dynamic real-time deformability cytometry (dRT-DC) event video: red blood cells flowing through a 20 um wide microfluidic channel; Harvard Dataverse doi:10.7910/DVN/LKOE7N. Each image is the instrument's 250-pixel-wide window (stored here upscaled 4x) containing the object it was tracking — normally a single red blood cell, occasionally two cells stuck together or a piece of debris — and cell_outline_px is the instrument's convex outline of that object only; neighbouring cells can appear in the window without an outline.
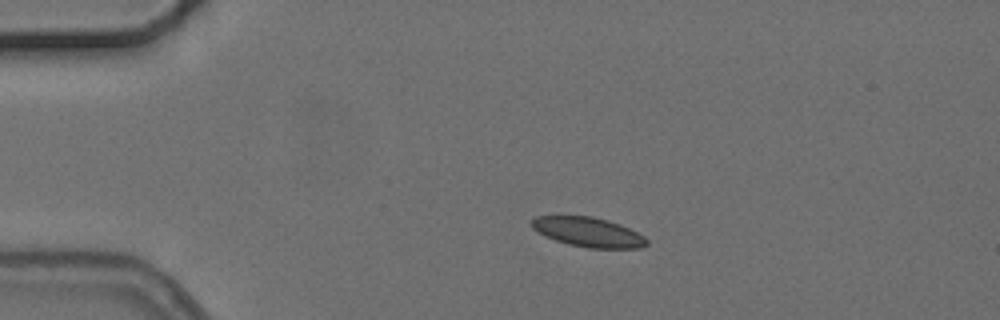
{"species": "common noctule bat (a hibernating species)", "species_latin": "Nyctalus noctula", "temperature_condition": "cold", "stored_images_in_passage": 4, "camera_frame_rate_fps": 3000, "um_per_image_px": 0.085, "animal": {"sex": "female", "body_mass_g": 24.6, "forearm_length_mm": 56.2}, "frame": {"image": 1, "passage_image": 1, "time_ms": 0.0, "image_size_px": [1000, 320], "cell_outline_px": [[648, 244], [640, 248], [588, 248], [568, 244], [556, 240], [532, 228], [532, 220], [536, 216], [592, 216], [608, 220], [620, 224], [644, 236], [648, 240]], "centroid_in_image_um": [50.04, 19.73], "position_along_channel_um": 35.0, "area_um2": 19.59}}
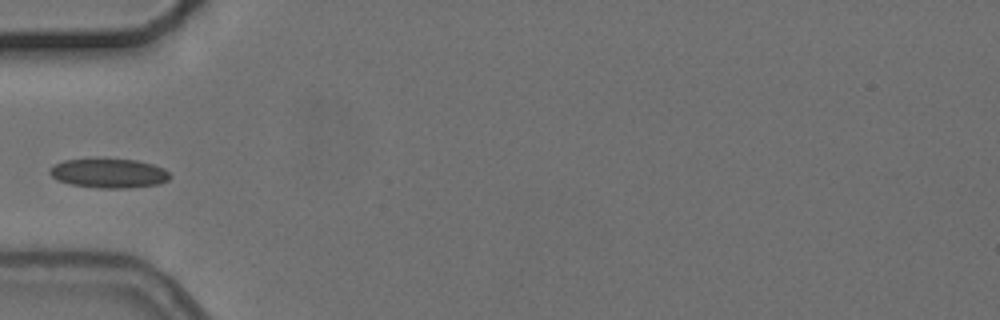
{"frame": {"image": 2, "passage_image": 3, "time_ms": 2.333, "image_size_px": [1000, 320], "cell_outline_px": [[172, 176], [168, 180], [160, 184], [128, 188], [100, 188], [72, 184], [56, 180], [48, 172], [56, 164], [64, 160], [96, 156], [104, 156], [136, 160], [152, 164], [164, 168]], "centroid_in_image_um": [9.26, 14.68], "position_along_channel_um": 75.7, "area_um2": 21.33}}
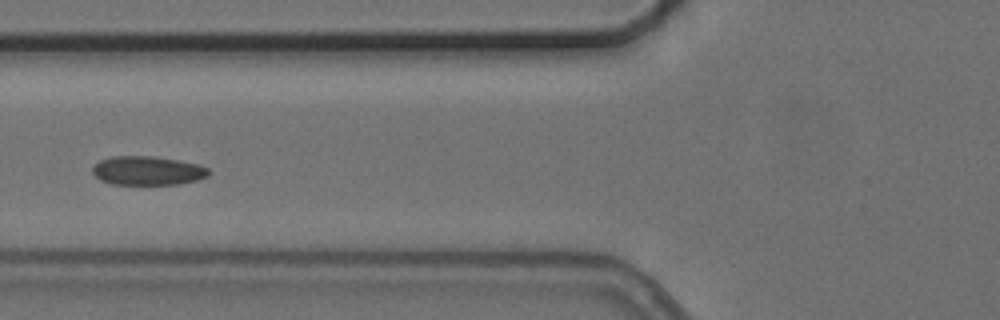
{"frame": {"image": 3, "passage_image": 4, "time_ms": 3.333, "image_size_px": [1000, 320], "cell_outline_px": [[212, 172], [208, 176], [196, 180], [180, 184], [112, 184], [100, 180], [92, 172], [92, 168], [100, 160], [112, 156], [152, 156], [180, 160], [200, 164], [208, 168]], "centroid_in_image_um": [12.58, 14.5], "position_along_channel_um": 113.2, "area_um2": 19.71}}